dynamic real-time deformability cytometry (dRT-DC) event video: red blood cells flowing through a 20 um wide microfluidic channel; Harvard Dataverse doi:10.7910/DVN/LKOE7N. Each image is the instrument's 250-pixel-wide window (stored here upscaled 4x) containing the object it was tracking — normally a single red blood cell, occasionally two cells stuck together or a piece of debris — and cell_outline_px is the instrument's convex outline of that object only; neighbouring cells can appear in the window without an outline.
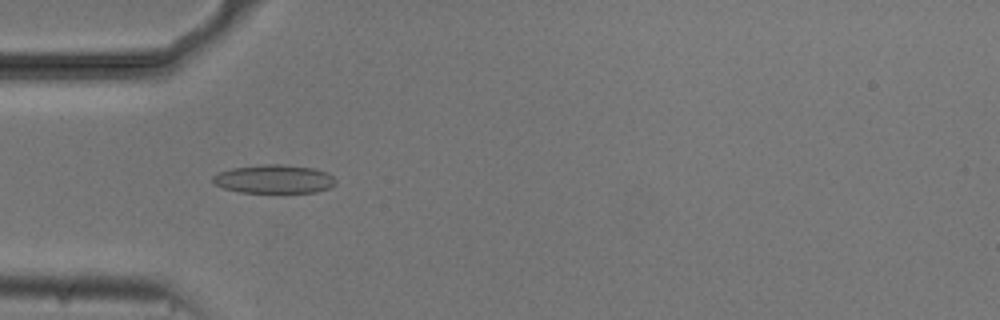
{"species": "common noctule bat (a hibernating species)", "species_latin": "Nyctalus noctula", "temperature_condition": "cold", "stored_images_in_passage": 53, "camera_frame_rate_fps": 3000, "um_per_image_px": 0.085, "animal": {"sex": "male", "body_mass_g": 20.5, "forearm_length_mm": 52.5}, "frame": {"image": 1, "passage_image": 16, "time_ms": 5.0, "image_size_px": [1000, 320], "cell_outline_px": [[336, 184], [328, 188], [316, 192], [240, 192], [224, 188], [216, 184], [212, 180], [212, 176], [216, 172], [232, 168], [260, 164], [280, 164], [316, 168], [332, 176], [336, 180]], "centroid_in_image_um": [23.27, 15.21], "position_along_channel_um": 61.7, "area_um2": 20.46}}
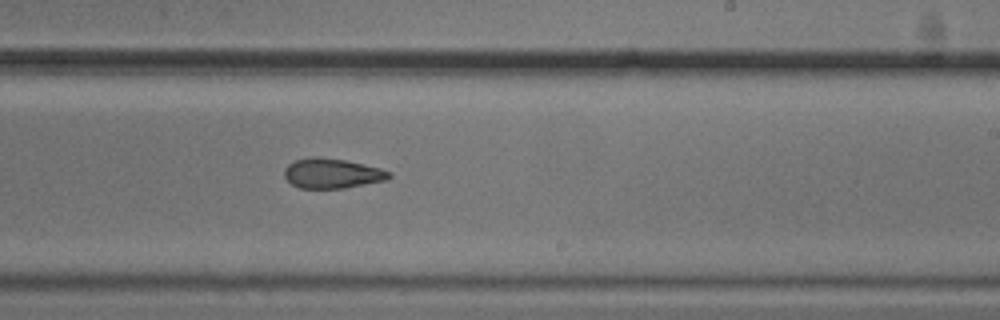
{"frame": {"image": 2, "passage_image": 32, "time_ms": 10.333, "image_size_px": [1000, 320], "cell_outline_px": [[392, 176], [388, 180], [344, 188], [300, 188], [292, 184], [284, 176], [284, 168], [288, 164], [296, 160], [312, 156], [320, 156], [344, 160], [364, 164], [380, 168], [392, 172]], "centroid_in_image_um": [28.25, 14.73], "position_along_channel_um": 260.8, "area_um2": 18.38}}
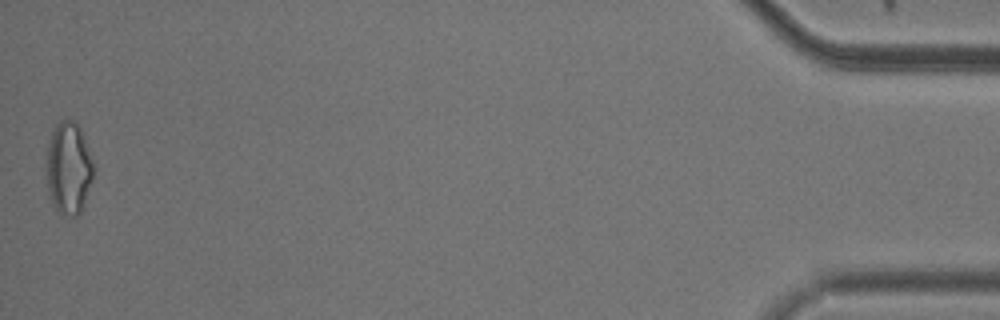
{"frame": {"image": 3, "passage_image": 53, "time_ms": 17.333, "image_size_px": [1000, 320], "cell_outline_px": [[92, 180], [84, 204], [80, 212], [76, 216], [72, 216], [60, 212], [52, 204], [48, 188], [44, 168], [48, 144], [52, 132], [56, 124], [60, 120], [76, 120], [84, 136], [92, 160]], "centroid_in_image_um": [5.8, 14.26], "position_along_channel_um": 429.4, "area_um2": 25.37}, "authors_computed_cell_mechanics": {"area_um2": 19.7098, "velocity_mm_per_s": 3.751, "shape_relaxation_time_tau1_ms": null, "shape_relaxation_time_tau2_ms": 7.4541, "deformation_change_tau1": null, "deformation_change_tau2": 0.153}}